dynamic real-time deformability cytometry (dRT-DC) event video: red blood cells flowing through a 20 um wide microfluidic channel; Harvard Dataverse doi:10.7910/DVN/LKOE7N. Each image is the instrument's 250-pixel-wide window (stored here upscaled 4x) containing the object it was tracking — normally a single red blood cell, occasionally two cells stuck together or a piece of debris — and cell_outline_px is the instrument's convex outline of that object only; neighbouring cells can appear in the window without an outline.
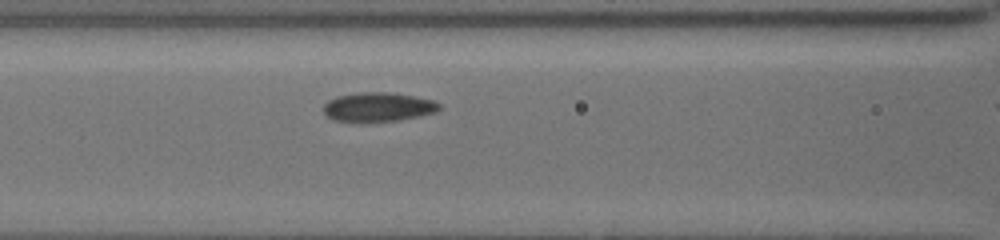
{"species": "common noctule bat (a hibernating species)", "species_latin": "Nyctalus noctula", "temperature_condition": "cold", "stored_images_in_passage": 7, "segment_of_instrument_passage": [1, 2], "camera_frame_rate_fps": 3000, "um_per_image_px": 0.085, "animal": {"sex": "female", "body_mass_g": 19.5, "forearm_length_mm": 54.1}, "frame": {"image": 1, "passage_image": 6, "time_ms": 4.333, "image_size_px": [1000, 240], "cell_outline_px": [[440, 108], [436, 112], [416, 116], [392, 120], [336, 120], [328, 116], [324, 112], [324, 104], [328, 100], [336, 96], [360, 92], [392, 92], [436, 100], [440, 104]], "centroid_in_image_um": [32.17, 9.05], "position_along_channel_um": 134.4, "area_um2": 19.13}}